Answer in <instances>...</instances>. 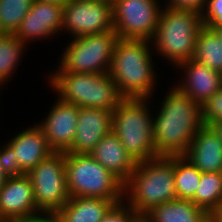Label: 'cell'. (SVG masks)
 <instances>
[{"label":"cell","mask_w":222,"mask_h":222,"mask_svg":"<svg viewBox=\"0 0 222 222\" xmlns=\"http://www.w3.org/2000/svg\"><path fill=\"white\" fill-rule=\"evenodd\" d=\"M169 89V90H168ZM153 113L157 156H184L197 131L204 125L201 106L173 83Z\"/></svg>","instance_id":"cell-1"},{"label":"cell","mask_w":222,"mask_h":222,"mask_svg":"<svg viewBox=\"0 0 222 222\" xmlns=\"http://www.w3.org/2000/svg\"><path fill=\"white\" fill-rule=\"evenodd\" d=\"M154 57L149 40H117L109 75L123 98H155L160 80Z\"/></svg>","instance_id":"cell-2"},{"label":"cell","mask_w":222,"mask_h":222,"mask_svg":"<svg viewBox=\"0 0 222 222\" xmlns=\"http://www.w3.org/2000/svg\"><path fill=\"white\" fill-rule=\"evenodd\" d=\"M174 156H156L136 163L124 183V201L141 217L153 207L177 199Z\"/></svg>","instance_id":"cell-3"},{"label":"cell","mask_w":222,"mask_h":222,"mask_svg":"<svg viewBox=\"0 0 222 222\" xmlns=\"http://www.w3.org/2000/svg\"><path fill=\"white\" fill-rule=\"evenodd\" d=\"M202 27L200 12L163 6L151 40L154 54L174 69L193 58L196 39Z\"/></svg>","instance_id":"cell-4"},{"label":"cell","mask_w":222,"mask_h":222,"mask_svg":"<svg viewBox=\"0 0 222 222\" xmlns=\"http://www.w3.org/2000/svg\"><path fill=\"white\" fill-rule=\"evenodd\" d=\"M47 84L54 95L78 107L113 111L123 99L109 73L50 71ZM48 80V81H47Z\"/></svg>","instance_id":"cell-5"},{"label":"cell","mask_w":222,"mask_h":222,"mask_svg":"<svg viewBox=\"0 0 222 222\" xmlns=\"http://www.w3.org/2000/svg\"><path fill=\"white\" fill-rule=\"evenodd\" d=\"M151 101L154 98H123L112 112V131L136 163L157 156Z\"/></svg>","instance_id":"cell-6"},{"label":"cell","mask_w":222,"mask_h":222,"mask_svg":"<svg viewBox=\"0 0 222 222\" xmlns=\"http://www.w3.org/2000/svg\"><path fill=\"white\" fill-rule=\"evenodd\" d=\"M65 172L70 197L124 200V183L89 153L65 152Z\"/></svg>","instance_id":"cell-7"},{"label":"cell","mask_w":222,"mask_h":222,"mask_svg":"<svg viewBox=\"0 0 222 222\" xmlns=\"http://www.w3.org/2000/svg\"><path fill=\"white\" fill-rule=\"evenodd\" d=\"M118 35L114 30L69 39L53 71L109 73ZM58 67V68H57Z\"/></svg>","instance_id":"cell-8"},{"label":"cell","mask_w":222,"mask_h":222,"mask_svg":"<svg viewBox=\"0 0 222 222\" xmlns=\"http://www.w3.org/2000/svg\"><path fill=\"white\" fill-rule=\"evenodd\" d=\"M29 176L37 208L57 212L69 200L65 172V152H53L31 169Z\"/></svg>","instance_id":"cell-9"},{"label":"cell","mask_w":222,"mask_h":222,"mask_svg":"<svg viewBox=\"0 0 222 222\" xmlns=\"http://www.w3.org/2000/svg\"><path fill=\"white\" fill-rule=\"evenodd\" d=\"M162 0H114V31L119 39L151 41L157 30Z\"/></svg>","instance_id":"cell-10"},{"label":"cell","mask_w":222,"mask_h":222,"mask_svg":"<svg viewBox=\"0 0 222 222\" xmlns=\"http://www.w3.org/2000/svg\"><path fill=\"white\" fill-rule=\"evenodd\" d=\"M114 30L112 4L98 0H68L63 6L61 34L68 38ZM66 34H65V33Z\"/></svg>","instance_id":"cell-11"},{"label":"cell","mask_w":222,"mask_h":222,"mask_svg":"<svg viewBox=\"0 0 222 222\" xmlns=\"http://www.w3.org/2000/svg\"><path fill=\"white\" fill-rule=\"evenodd\" d=\"M63 6L34 0L14 35L28 47L36 41L58 38L61 35Z\"/></svg>","instance_id":"cell-12"},{"label":"cell","mask_w":222,"mask_h":222,"mask_svg":"<svg viewBox=\"0 0 222 222\" xmlns=\"http://www.w3.org/2000/svg\"><path fill=\"white\" fill-rule=\"evenodd\" d=\"M57 98V99H56ZM37 123L43 130L49 147L54 152H66L73 144L78 122L79 107L58 96Z\"/></svg>","instance_id":"cell-13"},{"label":"cell","mask_w":222,"mask_h":222,"mask_svg":"<svg viewBox=\"0 0 222 222\" xmlns=\"http://www.w3.org/2000/svg\"><path fill=\"white\" fill-rule=\"evenodd\" d=\"M38 212L29 176H9L0 188V222H18Z\"/></svg>","instance_id":"cell-14"},{"label":"cell","mask_w":222,"mask_h":222,"mask_svg":"<svg viewBox=\"0 0 222 222\" xmlns=\"http://www.w3.org/2000/svg\"><path fill=\"white\" fill-rule=\"evenodd\" d=\"M175 69L181 78L172 80V83L200 106L222 89V74L193 58L177 65Z\"/></svg>","instance_id":"cell-15"},{"label":"cell","mask_w":222,"mask_h":222,"mask_svg":"<svg viewBox=\"0 0 222 222\" xmlns=\"http://www.w3.org/2000/svg\"><path fill=\"white\" fill-rule=\"evenodd\" d=\"M112 112L102 108L79 107L76 134L69 153H89L98 142L112 132Z\"/></svg>","instance_id":"cell-16"},{"label":"cell","mask_w":222,"mask_h":222,"mask_svg":"<svg viewBox=\"0 0 222 222\" xmlns=\"http://www.w3.org/2000/svg\"><path fill=\"white\" fill-rule=\"evenodd\" d=\"M28 126L24 130L21 128L14 136H10L8 141H3L14 149L17 162L26 174L54 152L37 122Z\"/></svg>","instance_id":"cell-17"},{"label":"cell","mask_w":222,"mask_h":222,"mask_svg":"<svg viewBox=\"0 0 222 222\" xmlns=\"http://www.w3.org/2000/svg\"><path fill=\"white\" fill-rule=\"evenodd\" d=\"M184 157L201 172H222V142L212 126L197 131Z\"/></svg>","instance_id":"cell-18"},{"label":"cell","mask_w":222,"mask_h":222,"mask_svg":"<svg viewBox=\"0 0 222 222\" xmlns=\"http://www.w3.org/2000/svg\"><path fill=\"white\" fill-rule=\"evenodd\" d=\"M89 154L123 183L135 170L136 161L128 154L113 131L105 135Z\"/></svg>","instance_id":"cell-19"},{"label":"cell","mask_w":222,"mask_h":222,"mask_svg":"<svg viewBox=\"0 0 222 222\" xmlns=\"http://www.w3.org/2000/svg\"><path fill=\"white\" fill-rule=\"evenodd\" d=\"M124 200H106L95 197H70L57 214L61 222H101L107 212Z\"/></svg>","instance_id":"cell-20"},{"label":"cell","mask_w":222,"mask_h":222,"mask_svg":"<svg viewBox=\"0 0 222 222\" xmlns=\"http://www.w3.org/2000/svg\"><path fill=\"white\" fill-rule=\"evenodd\" d=\"M142 219L145 222H210V214L191 200L175 199L153 207Z\"/></svg>","instance_id":"cell-21"},{"label":"cell","mask_w":222,"mask_h":222,"mask_svg":"<svg viewBox=\"0 0 222 222\" xmlns=\"http://www.w3.org/2000/svg\"><path fill=\"white\" fill-rule=\"evenodd\" d=\"M27 45L14 34L0 33V83L7 85L27 53ZM26 51V53H25ZM7 83V84H6Z\"/></svg>","instance_id":"cell-22"},{"label":"cell","mask_w":222,"mask_h":222,"mask_svg":"<svg viewBox=\"0 0 222 222\" xmlns=\"http://www.w3.org/2000/svg\"><path fill=\"white\" fill-rule=\"evenodd\" d=\"M193 59L222 74V44L213 29L199 30Z\"/></svg>","instance_id":"cell-23"},{"label":"cell","mask_w":222,"mask_h":222,"mask_svg":"<svg viewBox=\"0 0 222 222\" xmlns=\"http://www.w3.org/2000/svg\"><path fill=\"white\" fill-rule=\"evenodd\" d=\"M191 201L209 214L216 210L222 204V172H202Z\"/></svg>","instance_id":"cell-24"},{"label":"cell","mask_w":222,"mask_h":222,"mask_svg":"<svg viewBox=\"0 0 222 222\" xmlns=\"http://www.w3.org/2000/svg\"><path fill=\"white\" fill-rule=\"evenodd\" d=\"M177 199L191 200L200 184L202 172L184 156H174Z\"/></svg>","instance_id":"cell-25"},{"label":"cell","mask_w":222,"mask_h":222,"mask_svg":"<svg viewBox=\"0 0 222 222\" xmlns=\"http://www.w3.org/2000/svg\"><path fill=\"white\" fill-rule=\"evenodd\" d=\"M34 0H0V33L14 34Z\"/></svg>","instance_id":"cell-26"},{"label":"cell","mask_w":222,"mask_h":222,"mask_svg":"<svg viewBox=\"0 0 222 222\" xmlns=\"http://www.w3.org/2000/svg\"><path fill=\"white\" fill-rule=\"evenodd\" d=\"M203 124L212 126L222 121V89L210 97L201 106Z\"/></svg>","instance_id":"cell-27"},{"label":"cell","mask_w":222,"mask_h":222,"mask_svg":"<svg viewBox=\"0 0 222 222\" xmlns=\"http://www.w3.org/2000/svg\"><path fill=\"white\" fill-rule=\"evenodd\" d=\"M142 217L125 201L116 203L101 222H139Z\"/></svg>","instance_id":"cell-28"},{"label":"cell","mask_w":222,"mask_h":222,"mask_svg":"<svg viewBox=\"0 0 222 222\" xmlns=\"http://www.w3.org/2000/svg\"><path fill=\"white\" fill-rule=\"evenodd\" d=\"M203 26L213 29L222 26V0H206L201 13Z\"/></svg>","instance_id":"cell-29"},{"label":"cell","mask_w":222,"mask_h":222,"mask_svg":"<svg viewBox=\"0 0 222 222\" xmlns=\"http://www.w3.org/2000/svg\"><path fill=\"white\" fill-rule=\"evenodd\" d=\"M0 163L10 176L26 174L17 162L14 149L7 142L0 146Z\"/></svg>","instance_id":"cell-30"},{"label":"cell","mask_w":222,"mask_h":222,"mask_svg":"<svg viewBox=\"0 0 222 222\" xmlns=\"http://www.w3.org/2000/svg\"><path fill=\"white\" fill-rule=\"evenodd\" d=\"M163 3L164 6L169 8L194 10L202 13L206 4V0H163Z\"/></svg>","instance_id":"cell-31"},{"label":"cell","mask_w":222,"mask_h":222,"mask_svg":"<svg viewBox=\"0 0 222 222\" xmlns=\"http://www.w3.org/2000/svg\"><path fill=\"white\" fill-rule=\"evenodd\" d=\"M18 222H61L57 212L41 211Z\"/></svg>","instance_id":"cell-32"},{"label":"cell","mask_w":222,"mask_h":222,"mask_svg":"<svg viewBox=\"0 0 222 222\" xmlns=\"http://www.w3.org/2000/svg\"><path fill=\"white\" fill-rule=\"evenodd\" d=\"M210 222H222V204L210 214Z\"/></svg>","instance_id":"cell-33"},{"label":"cell","mask_w":222,"mask_h":222,"mask_svg":"<svg viewBox=\"0 0 222 222\" xmlns=\"http://www.w3.org/2000/svg\"><path fill=\"white\" fill-rule=\"evenodd\" d=\"M9 176L10 175L4 170V167L0 163V188L3 186Z\"/></svg>","instance_id":"cell-34"},{"label":"cell","mask_w":222,"mask_h":222,"mask_svg":"<svg viewBox=\"0 0 222 222\" xmlns=\"http://www.w3.org/2000/svg\"><path fill=\"white\" fill-rule=\"evenodd\" d=\"M212 128L217 132L219 135L220 141L222 142V121L215 122L212 125Z\"/></svg>","instance_id":"cell-35"},{"label":"cell","mask_w":222,"mask_h":222,"mask_svg":"<svg viewBox=\"0 0 222 222\" xmlns=\"http://www.w3.org/2000/svg\"><path fill=\"white\" fill-rule=\"evenodd\" d=\"M37 1L56 3V4H59V5H64L68 0H37Z\"/></svg>","instance_id":"cell-36"},{"label":"cell","mask_w":222,"mask_h":222,"mask_svg":"<svg viewBox=\"0 0 222 222\" xmlns=\"http://www.w3.org/2000/svg\"><path fill=\"white\" fill-rule=\"evenodd\" d=\"M213 30L215 31L216 35L218 36V38L222 44V26L213 28Z\"/></svg>","instance_id":"cell-37"},{"label":"cell","mask_w":222,"mask_h":222,"mask_svg":"<svg viewBox=\"0 0 222 222\" xmlns=\"http://www.w3.org/2000/svg\"><path fill=\"white\" fill-rule=\"evenodd\" d=\"M3 86H4V85L0 83V92H1V90H3V89H4V87H3ZM1 95H2V94L0 93V97H1ZM0 101H1V100H0Z\"/></svg>","instance_id":"cell-38"},{"label":"cell","mask_w":222,"mask_h":222,"mask_svg":"<svg viewBox=\"0 0 222 222\" xmlns=\"http://www.w3.org/2000/svg\"><path fill=\"white\" fill-rule=\"evenodd\" d=\"M98 1H106V2H109L111 4L114 2V0H98Z\"/></svg>","instance_id":"cell-39"}]
</instances>
